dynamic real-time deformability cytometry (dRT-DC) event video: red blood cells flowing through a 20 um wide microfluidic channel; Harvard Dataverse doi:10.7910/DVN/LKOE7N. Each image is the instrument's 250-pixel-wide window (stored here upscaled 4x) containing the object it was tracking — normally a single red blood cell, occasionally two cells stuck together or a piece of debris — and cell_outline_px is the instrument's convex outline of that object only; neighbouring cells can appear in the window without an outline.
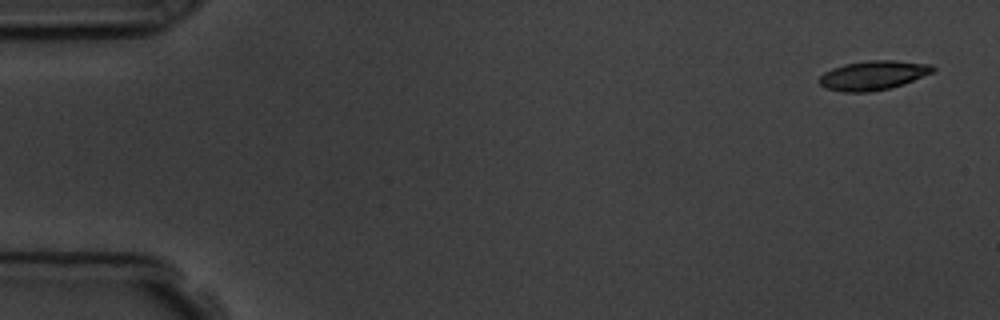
{"species": "common noctule bat (a hibernating species)", "species_latin": "Nyctalus noctula", "temperature_condition": "room temperature", "stored_images_in_passage": 5, "camera_frame_rate_fps": 3000, "um_per_image_px": 0.085, "animal": {"sex": "male", "body_mass_g": 19.5, "forearm_length_mm": 54.6}, "frame": {"image": 1, "passage_image": 1, "time_ms": 0.0, "image_size_px": [1000, 320], "cell_outline_px": [[936, 68], [932, 72], [904, 84], [892, 88], [872, 92], [844, 92], [824, 88], [816, 80], [824, 72], [832, 68], [844, 64], [868, 60], [892, 60], [932, 64]], "centroid_in_image_um": [74.19, 6.41], "position_along_channel_um": 10.8, "area_um2": 19.59}}
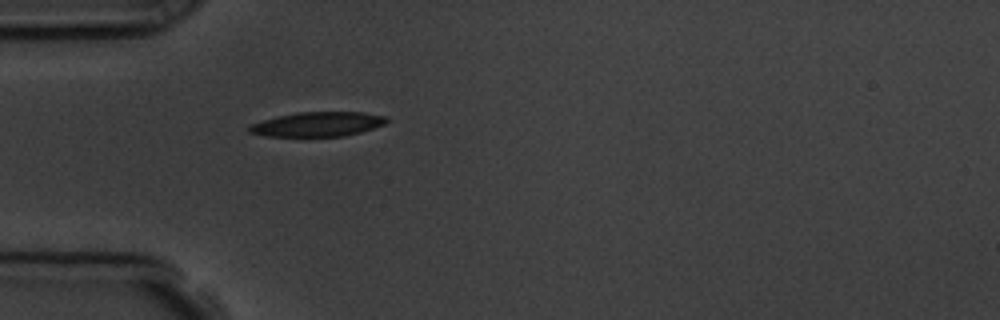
{"frame": {"image": 2, "passage_image": 5, "time_ms": 4.667, "image_size_px": [1000, 320], "cell_outline_px": [[388, 120], [384, 124], [360, 132], [344, 136], [268, 136], [248, 132], [248, 124], [276, 116], [296, 112], [364, 112], [388, 116]], "centroid_in_image_um": [26.98, 10.54], "position_along_channel_um": 58.0, "area_um2": 19.71}}